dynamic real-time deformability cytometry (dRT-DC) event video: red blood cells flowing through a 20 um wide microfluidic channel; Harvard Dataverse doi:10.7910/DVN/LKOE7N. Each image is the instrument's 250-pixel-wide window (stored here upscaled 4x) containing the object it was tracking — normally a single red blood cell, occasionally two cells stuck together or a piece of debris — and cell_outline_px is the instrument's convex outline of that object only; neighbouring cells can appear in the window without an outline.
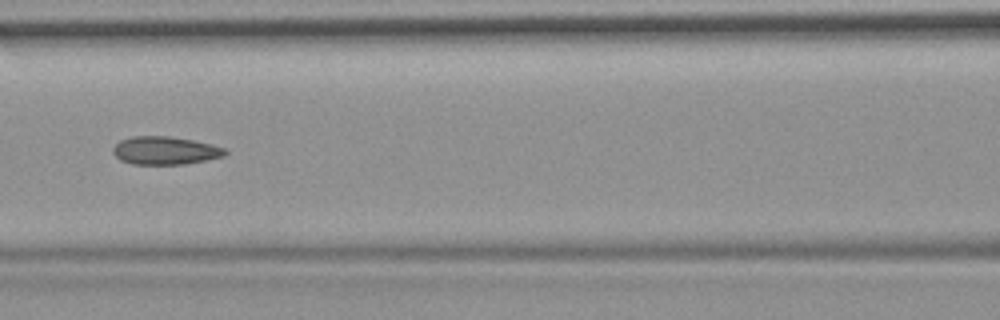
{"species": "common noctule bat (a hibernating species)", "species_latin": "Nyctalus noctula", "temperature_condition": "room temperature", "stored_images_in_passage": 53, "camera_frame_rate_fps": 3000, "um_per_image_px": 0.085, "animal": {"sex": "female", "body_mass_g": 19.9}, "frame": {"image": 1, "passage_image": 23, "time_ms": 7.333, "image_size_px": [1000, 320], "cell_outline_px": [[228, 152], [224, 156], [184, 164], [132, 164], [120, 160], [112, 152], [112, 148], [120, 140], [132, 136], [168, 136], [192, 140], [212, 144], [224, 148]], "centroid_in_image_um": [14.01, 12.79], "position_along_channel_um": 152.6, "area_um2": 18.26}, "authors_computed_cell_mechanics": {"area_um2": 18.6116, "velocity_mm_per_s": 3.719, "shape_relaxation_time_tau1_ms": null, "shape_relaxation_time_tau2_ms": 3.1646, "deformation_change_tau1": null, "deformation_change_tau2": 0.0957}}